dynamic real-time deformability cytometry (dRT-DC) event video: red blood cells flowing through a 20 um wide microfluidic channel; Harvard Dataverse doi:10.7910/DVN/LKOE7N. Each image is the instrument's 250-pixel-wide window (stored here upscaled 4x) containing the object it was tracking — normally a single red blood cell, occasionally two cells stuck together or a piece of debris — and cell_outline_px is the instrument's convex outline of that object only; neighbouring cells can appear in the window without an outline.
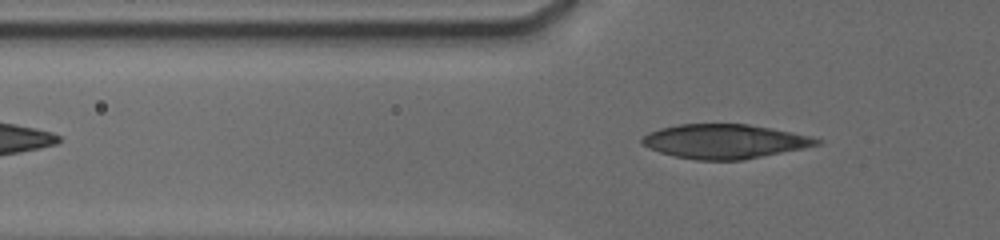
{"species": "human", "species_latin": "Homo sapiens", "temperature_condition": "cold", "stored_images_in_passage": 76, "camera_frame_rate_fps": 3000, "um_per_image_px": 0.085, "donor": {"sex": "male"}, "frame": {"image": 1, "passage_image": 19, "time_ms": 2.333, "image_size_px": [1000, 240], "cell_outline_px": [[824, 144], [804, 148], [740, 160], [696, 160], [676, 156], [660, 152], [648, 148], [640, 144], [640, 140], [648, 132], [660, 128], [680, 124], [748, 124], [772, 128], [812, 136], [824, 140]], "centroid_in_image_um": [61.61, 12.01], "position_along_channel_um": 64.2, "area_um2": 35.03}}
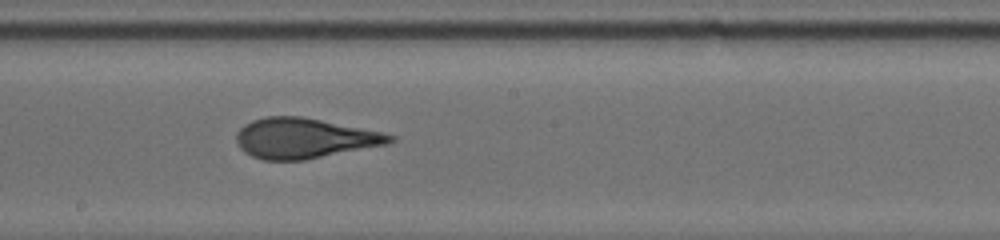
{"frame": {"image": 2, "passage_image": 49, "time_ms": 6.667, "image_size_px": [1000, 240], "cell_outline_px": [[396, 140], [388, 144], [304, 160], [264, 160], [252, 156], [244, 152], [240, 148], [236, 140], [236, 132], [244, 124], [252, 120], [264, 116], [304, 116], [380, 132], [396, 136]], "centroid_in_image_um": [25.83, 11.74], "position_along_channel_um": 222.4, "area_um2": 36.01}}
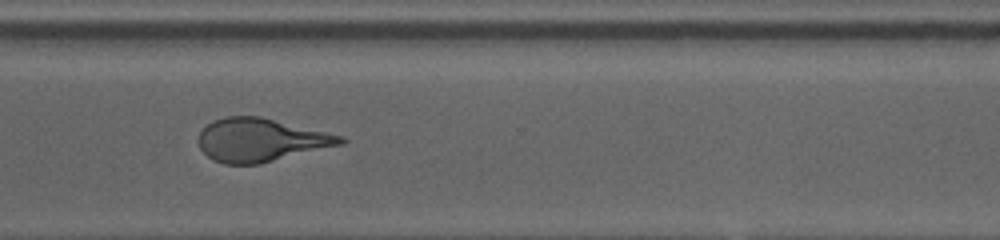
{"frame": {"image": 3, "passage_image": 75, "time_ms": 10.0, "image_size_px": [1000, 240], "cell_outline_px": [[348, 140], [344, 144], [260, 164], [224, 164], [212, 160], [200, 148], [200, 132], [212, 120], [224, 116], [260, 116], [344, 136]], "centroid_in_image_um": [22.2, 11.9], "position_along_channel_um": 348.4, "area_um2": 35.84}}